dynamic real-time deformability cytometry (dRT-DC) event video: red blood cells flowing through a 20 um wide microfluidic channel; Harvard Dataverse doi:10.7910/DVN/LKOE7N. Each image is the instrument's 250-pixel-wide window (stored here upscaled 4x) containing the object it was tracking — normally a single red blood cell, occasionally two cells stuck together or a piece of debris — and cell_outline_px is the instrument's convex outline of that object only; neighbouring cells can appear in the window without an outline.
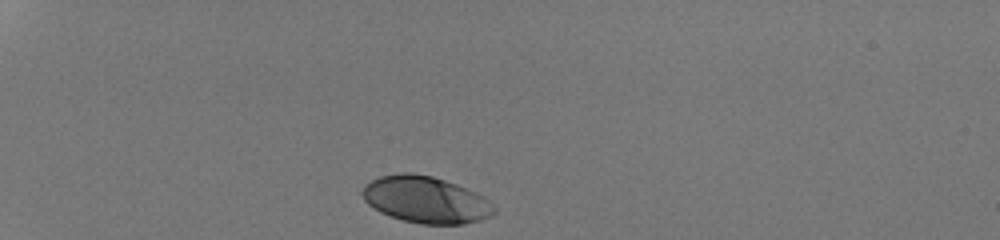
{"species": "human", "species_latin": "Homo sapiens", "temperature_condition": "room temperature", "stored_images_in_passage": 31, "camera_frame_rate_fps": 3000, "um_per_image_px": 0.085, "donor": {"sex": "male"}, "frame": {"image": 1, "passage_image": 1, "time_ms": 0.0, "image_size_px": [1000, 240], "cell_outline_px": [[496, 212], [492, 216], [480, 220], [464, 224], [420, 224], [404, 220], [380, 212], [368, 204], [364, 200], [360, 192], [364, 184], [380, 176], [400, 172], [408, 172], [432, 176], [456, 184], [476, 192], [496, 208]], "centroid_in_image_um": [36.16, 16.97], "position_along_channel_um": 48.8, "area_um2": 35.84}}
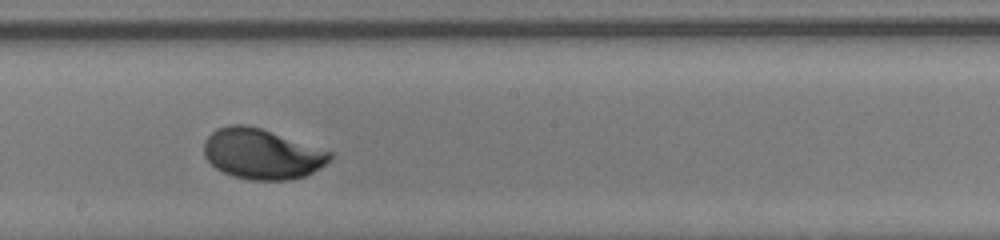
{"frame": {"image": 2, "passage_image": 18, "time_ms": 5.667, "image_size_px": [1000, 240], "cell_outline_px": [[332, 160], [320, 168], [304, 176], [292, 180], [248, 180], [232, 176], [216, 168], [204, 156], [204, 140], [216, 128], [228, 124], [244, 124], [260, 128], [332, 152]], "centroid_in_image_um": [22.24, 13.09], "position_along_channel_um": 226.0, "area_um2": 36.99}}
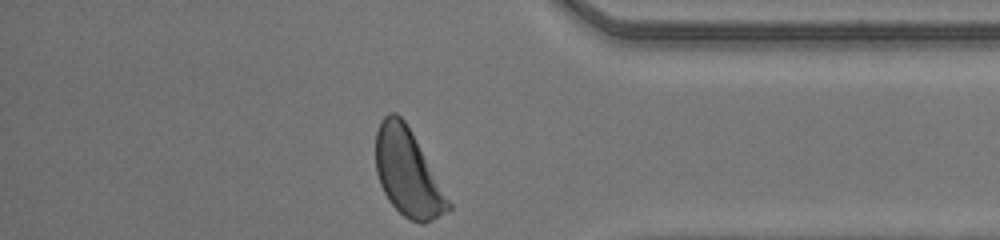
{"frame": {"image": 3, "passage_image": 31, "time_ms": 10.0, "image_size_px": [1000, 240], "cell_outline_px": [[452, 208], [448, 212], [424, 224], [420, 224], [404, 216], [388, 200], [380, 184], [376, 172], [376, 132], [380, 120], [388, 112], [396, 112], [404, 120], [452, 204]], "centroid_in_image_um": [34.64, 14.69], "position_along_channel_um": 400.6, "area_um2": 36.36}, "authors_computed_cell_mechanics": {"area_um2": 36.414, "velocity_mm_per_s": 4.2261, "shape_relaxation_time_tau1_ms": 2.0336, "shape_relaxation_time_tau2_ms": null, "deformation_change_tau1": 0.1439, "deformation_change_tau2": null}}